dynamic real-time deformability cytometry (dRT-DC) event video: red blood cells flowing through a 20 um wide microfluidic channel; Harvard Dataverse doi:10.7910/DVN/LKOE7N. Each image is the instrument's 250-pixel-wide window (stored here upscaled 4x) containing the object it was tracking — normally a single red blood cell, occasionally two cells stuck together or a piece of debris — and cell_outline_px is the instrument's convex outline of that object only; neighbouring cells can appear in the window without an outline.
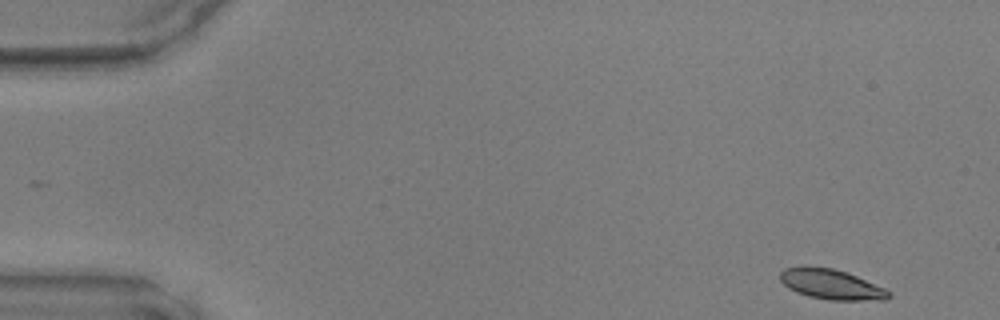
{"species": "common noctule bat (a hibernating species)", "species_latin": "Nyctalus noctula", "temperature_condition": "warm", "stored_images_in_passage": 47, "camera_frame_rate_fps": 3000, "um_per_image_px": 0.085, "animal": {"sex": "male", "body_mass_g": 17.9, "forearm_length_mm": 54.2}, "frame": {"image": 1, "passage_image": 1, "time_ms": 0.0, "image_size_px": [1000, 320], "cell_outline_px": [[892, 296], [884, 300], [828, 300], [808, 296], [796, 292], [788, 288], [780, 280], [780, 272], [784, 268], [804, 264], [832, 268], [848, 272], [884, 288]], "centroid_in_image_um": [70.6, 24.14], "position_along_channel_um": 14.4, "area_um2": 19.36}}
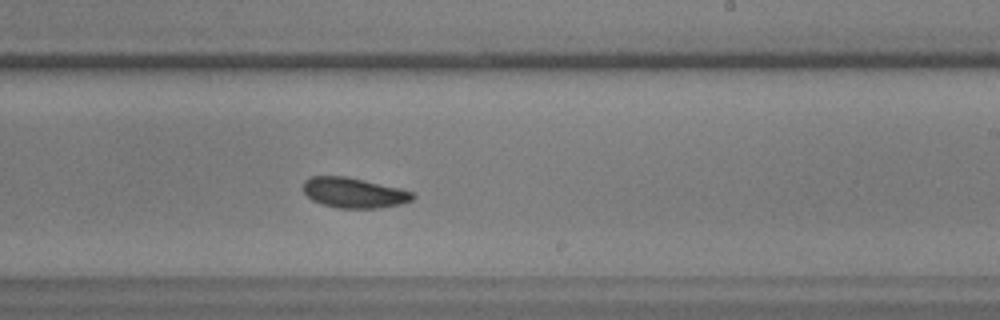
{"frame": {"image": 2, "passage_image": 27, "time_ms": 8.667, "image_size_px": [1000, 320], "cell_outline_px": [[416, 196], [412, 200], [400, 204], [380, 208], [340, 208], [324, 204], [312, 200], [304, 192], [304, 180], [312, 176], [344, 176], [364, 180], [400, 188], [412, 192]], "centroid_in_image_um": [30.1, 16.38], "position_along_channel_um": 258.9, "area_um2": 19.13}}
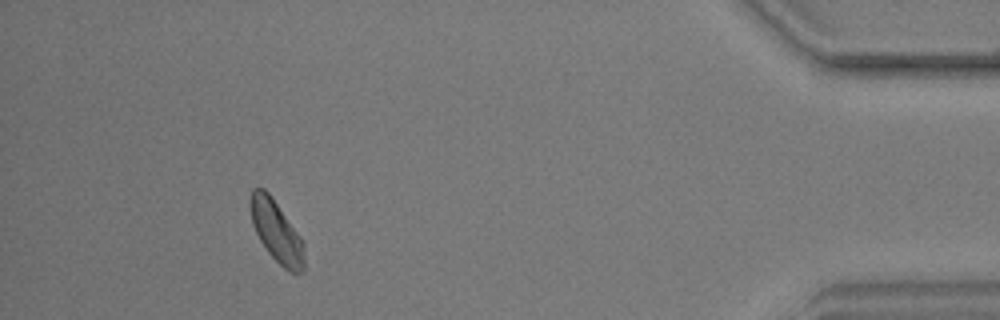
{"frame": {"image": 3, "passage_image": 42, "time_ms": 13.667, "image_size_px": [1000, 320], "cell_outline_px": [[304, 268], [300, 272], [288, 272], [268, 252], [260, 240], [252, 224], [248, 200], [252, 188], [264, 188], [268, 192], [300, 236], [304, 244]], "centroid_in_image_um": [23.47, 19.65], "position_along_channel_um": 411.7, "area_um2": 19.19}}